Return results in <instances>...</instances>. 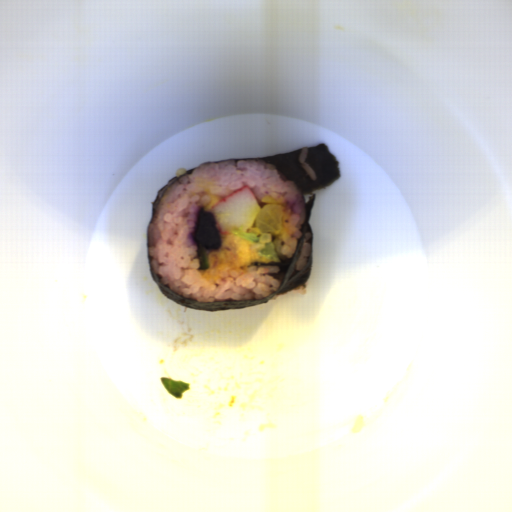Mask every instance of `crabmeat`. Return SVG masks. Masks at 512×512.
<instances>
[{"instance_id":"1","label":"crabmeat","mask_w":512,"mask_h":512,"mask_svg":"<svg viewBox=\"0 0 512 512\" xmlns=\"http://www.w3.org/2000/svg\"><path fill=\"white\" fill-rule=\"evenodd\" d=\"M260 210L253 192L246 185L226 193L213 205L210 213L214 215L223 237L233 235L232 232L237 227L241 228L242 233H246Z\"/></svg>"}]
</instances>
